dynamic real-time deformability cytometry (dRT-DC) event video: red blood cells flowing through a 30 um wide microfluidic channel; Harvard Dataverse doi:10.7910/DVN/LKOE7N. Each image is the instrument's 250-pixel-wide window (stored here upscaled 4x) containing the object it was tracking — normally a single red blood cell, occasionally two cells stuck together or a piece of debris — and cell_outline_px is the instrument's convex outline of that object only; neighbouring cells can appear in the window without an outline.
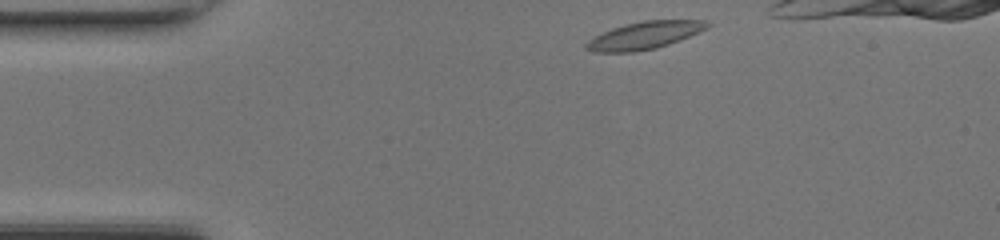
{"species": "common noctule bat (a hibernating species)", "species_latin": "Nyctalus noctula", "temperature_condition": "room temperature", "stored_images_in_passage": 35, "camera_frame_rate_fps": 3000, "um_per_image_px": 0.085, "animal": {"sex": "female", "body_mass_g": 17.0, "forearm_length_mm": 48.0}, "frame": {"image": 1, "passage_image": 1, "time_ms": 0.0, "image_size_px": [1000, 240], "cell_outline_px": [[712, 24], [708, 28], [680, 40], [656, 48], [632, 52], [592, 52], [584, 48], [584, 44], [588, 40], [612, 28], [624, 24], [644, 20], [704, 20]], "centroid_in_image_um": [54.78, 3.0], "position_along_channel_um": 30.2, "area_um2": 19.36}}
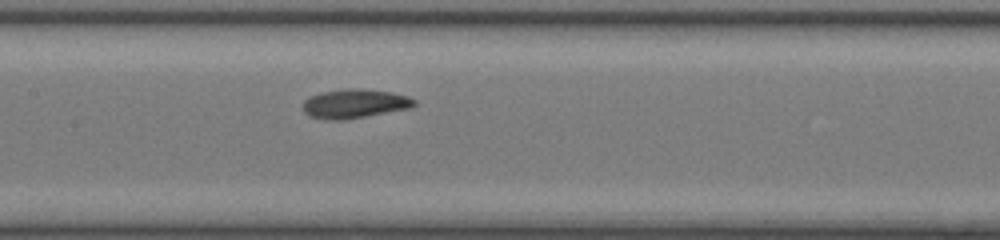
{"frame": {"image": 2, "passage_image": 15, "time_ms": 4.667, "image_size_px": [1000, 240], "cell_outline_px": [[416, 104], [412, 108], [344, 120], [332, 120], [308, 116], [304, 112], [304, 100], [320, 92], [348, 88], [356, 88], [392, 92], [408, 96], [416, 100]], "centroid_in_image_um": [30.17, 8.81], "position_along_channel_um": 177.2, "area_um2": 18.9}}
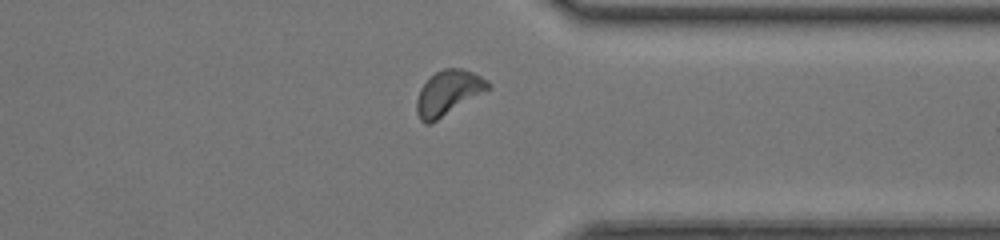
{"frame": {"image": 3, "passage_image": 29, "time_ms": 9.333, "image_size_px": [1000, 240], "cell_outline_px": [[492, 88], [432, 124], [424, 124], [420, 120], [416, 112], [416, 100], [420, 88], [436, 72], [444, 68], [460, 68], [472, 72], [488, 80], [492, 84]], "centroid_in_image_um": [38.12, 7.92], "position_along_channel_um": 373.3, "area_um2": 18.9}, "authors_computed_cell_mechanics": {"area_um2": 18.496, "velocity_mm_per_s": 4.294, "shape_relaxation_time_tau1_ms": 3.0189, "shape_relaxation_time_tau2_ms": 3.4037, "deformation_change_tau1": 0.0923, "deformation_change_tau2": 0.0844}}